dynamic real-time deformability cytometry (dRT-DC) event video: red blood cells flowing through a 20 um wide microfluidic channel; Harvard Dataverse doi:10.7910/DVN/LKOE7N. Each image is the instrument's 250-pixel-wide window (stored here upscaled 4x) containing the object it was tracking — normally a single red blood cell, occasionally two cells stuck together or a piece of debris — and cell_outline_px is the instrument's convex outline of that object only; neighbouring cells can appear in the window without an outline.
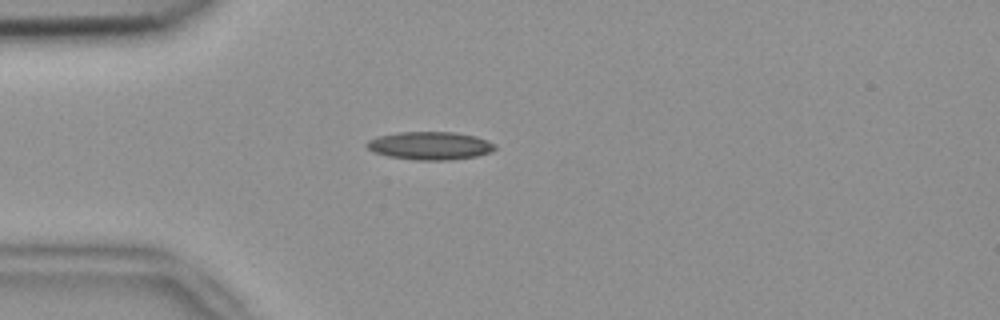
{"species": "common noctule bat (a hibernating species)", "species_latin": "Nyctalus noctula", "temperature_condition": "room temperature", "stored_images_in_passage": 40, "camera_frame_rate_fps": 3000, "um_per_image_px": 0.085, "animal": {"sex": "female", "body_mass_g": 18.4}, "frame": {"image": 1, "passage_image": 1, "time_ms": 0.0, "image_size_px": [1000, 320], "cell_outline_px": [[496, 148], [492, 152], [476, 156], [452, 160], [416, 160], [388, 156], [372, 152], [364, 144], [368, 140], [376, 136], [400, 132], [452, 132], [476, 136], [488, 140], [496, 144]], "centroid_in_image_um": [36.55, 12.38], "position_along_channel_um": 48.4, "area_um2": 21.15}}
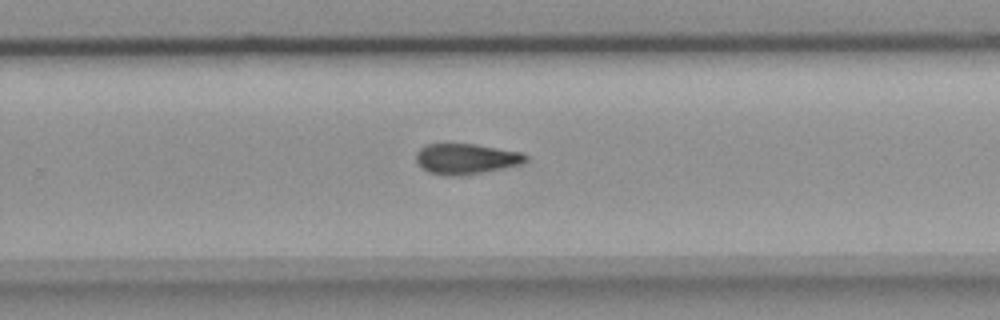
{"frame": {"image": 2, "passage_image": 21, "time_ms": 6.667, "image_size_px": [1000, 320], "cell_outline_px": [[528, 160], [520, 164], [484, 172], [460, 176], [452, 176], [428, 172], [416, 160], [416, 152], [420, 148], [428, 144], [476, 144], [520, 152], [528, 156]], "centroid_in_image_um": [39.62, 13.5], "position_along_channel_um": 290.2, "area_um2": 19.31}}
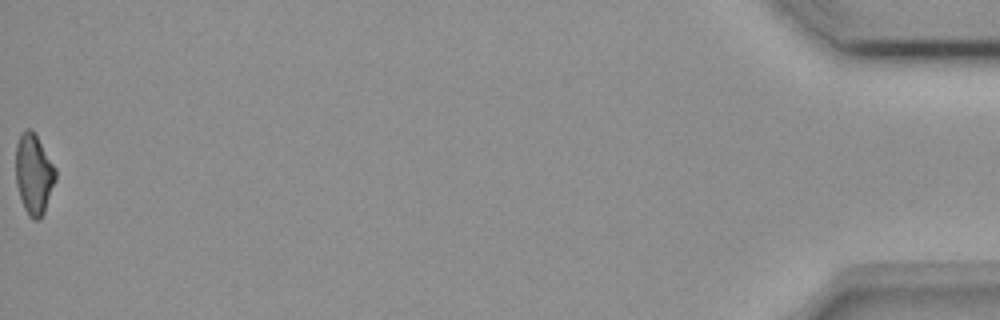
{"frame": {"image": 3, "passage_image": 40, "time_ms": 13.0, "image_size_px": [1000, 320], "cell_outline_px": [[56, 180], [44, 212], [40, 220], [32, 220], [28, 216], [24, 208], [16, 184], [16, 144], [24, 128], [32, 128], [56, 168]], "centroid_in_image_um": [2.88, 14.8], "position_along_channel_um": 432.3, "area_um2": 18.79}, "authors_computed_cell_mechanics": {"area_um2": 19.6231, "velocity_mm_per_s": 3.8221, "shape_relaxation_time_tau1_ms": 11.3407, "shape_relaxation_time_tau2_ms": 7.1287, "deformation_change_tau1": 0.2453, "deformation_change_tau2": 0.1635}}